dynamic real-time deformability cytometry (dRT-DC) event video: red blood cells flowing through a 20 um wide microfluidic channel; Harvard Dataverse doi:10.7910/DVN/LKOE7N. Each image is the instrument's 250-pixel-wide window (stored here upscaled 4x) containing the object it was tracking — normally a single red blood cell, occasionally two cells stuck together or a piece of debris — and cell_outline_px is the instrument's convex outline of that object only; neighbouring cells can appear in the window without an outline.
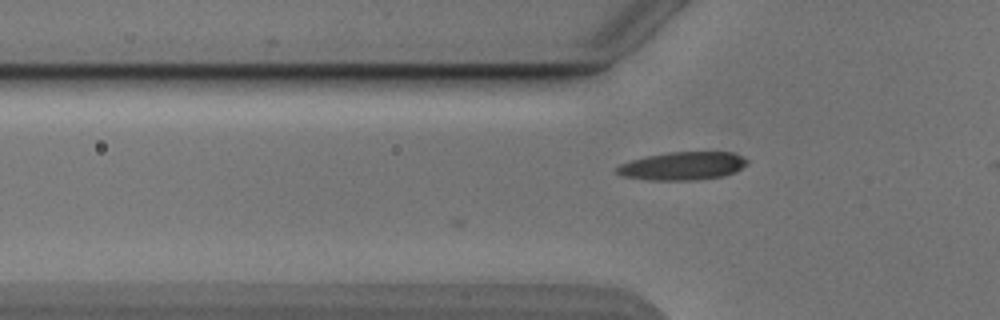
{"species": "Egyptian fruit bat (a non-hibernating species)", "species_latin": "Rousettus aegyptiacus", "temperature_condition": "cold", "stored_images_in_passage": 2, "camera_frame_rate_fps": 3000, "um_per_image_px": 0.085, "animal": {"sex": "male"}, "frame": {"image": 1, "passage_image": 2, "time_ms": 0.333, "image_size_px": [1000, 320], "cell_outline_px": [[748, 164], [732, 172], [720, 176], [692, 180], [648, 180], [620, 176], [616, 172], [616, 168], [620, 164], [632, 160], [648, 156], [668, 152], [732, 152], [748, 160]], "centroid_in_image_um": [57.97, 14.1], "position_along_channel_um": 67.8, "area_um2": 21.1}}